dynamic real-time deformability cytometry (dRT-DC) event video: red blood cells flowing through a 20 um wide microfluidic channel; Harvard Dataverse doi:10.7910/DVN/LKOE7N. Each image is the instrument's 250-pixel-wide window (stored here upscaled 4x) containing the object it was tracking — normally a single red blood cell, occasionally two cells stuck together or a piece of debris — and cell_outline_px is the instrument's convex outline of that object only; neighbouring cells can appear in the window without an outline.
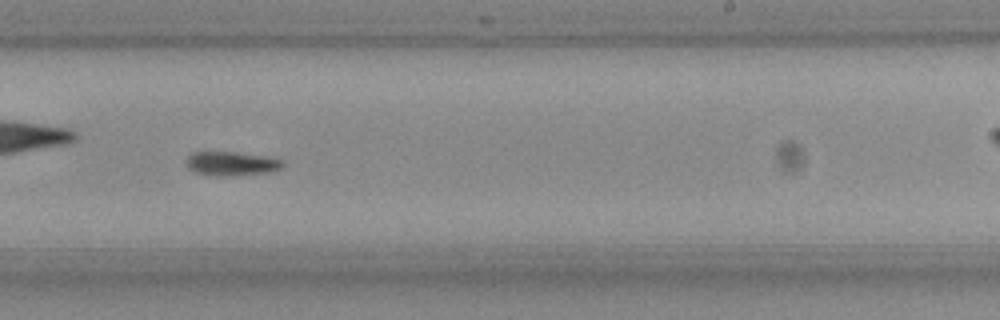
{"species": "Egyptian fruit bat (a non-hibernating species)", "species_latin": "Rousettus aegyptiacus", "temperature_condition": "room temperature", "stored_images_in_passage": 52, "camera_frame_rate_fps": 3000, "um_per_image_px": 0.085, "frame": {"image": 1, "passage_image": 30, "time_ms": 9.667, "image_size_px": [1000, 320], "cell_outline_px": [[284, 164], [280, 168], [268, 172], [228, 176], [212, 176], [192, 172], [188, 168], [184, 160], [192, 152], [236, 152], [264, 156], [280, 160]], "centroid_in_image_um": [19.57, 13.91], "position_along_channel_um": 269.4, "area_um2": 13.53}, "authors_computed_cell_mechanics": {"area_um2": 12.8894, "velocity_mm_per_s": 3.7366, "shape_relaxation_time_tau1_ms": 3.3451, "shape_relaxation_time_tau2_ms": null, "deformation_change_tau1": 0.1836, "deformation_change_tau2": null}}